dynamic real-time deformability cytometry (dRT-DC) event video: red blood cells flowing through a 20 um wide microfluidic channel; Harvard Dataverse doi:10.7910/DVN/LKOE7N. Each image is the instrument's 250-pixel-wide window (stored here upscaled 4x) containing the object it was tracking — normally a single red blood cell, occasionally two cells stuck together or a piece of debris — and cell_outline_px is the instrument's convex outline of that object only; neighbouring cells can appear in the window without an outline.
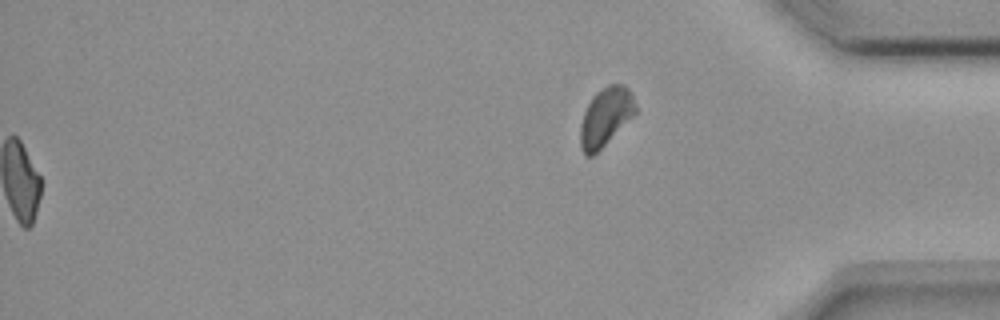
{"species": "common noctule bat (a hibernating species)", "species_latin": "Nyctalus noctula", "temperature_condition": "room temperature", "stored_images_in_passage": 55, "segment_of_instrument_passage": [2, 2], "camera_frame_rate_fps": 3000, "um_per_image_px": 0.085, "animal": {"sex": "female", "body_mass_g": 18.4}, "frame": {"image": 1, "passage_image": 55, "time_ms": 18.0, "image_size_px": [1000, 320], "cell_outline_px": [[636, 112], [592, 156], [584, 156], [580, 148], [580, 124], [584, 112], [592, 96], [600, 88], [608, 84], [624, 84], [632, 92], [636, 104]], "centroid_in_image_um": [51.45, 9.89], "position_along_channel_um": 383.7, "area_um2": 18.67}}